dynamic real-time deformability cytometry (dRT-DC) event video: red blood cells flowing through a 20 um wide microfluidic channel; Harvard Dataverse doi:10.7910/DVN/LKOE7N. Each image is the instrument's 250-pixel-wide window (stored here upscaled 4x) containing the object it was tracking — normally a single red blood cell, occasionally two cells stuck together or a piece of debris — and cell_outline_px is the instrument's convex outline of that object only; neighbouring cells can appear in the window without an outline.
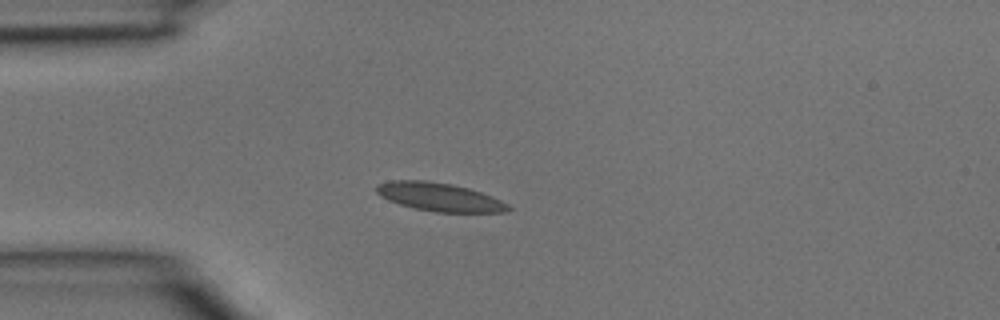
{"species": "common noctule bat (a hibernating species)", "species_latin": "Nyctalus noctula", "temperature_condition": "room temperature", "stored_images_in_passage": 1, "camera_frame_rate_fps": 3000, "um_per_image_px": 0.085, "animal": {"sex": "male", "body_mass_g": 15.6}, "frame": {"image": 1, "passage_image": 1, "time_ms": 0.0, "image_size_px": [1000, 320], "cell_outline_px": [[512, 208], [504, 212], [436, 212], [416, 208], [400, 204], [388, 200], [380, 196], [376, 192], [376, 184], [388, 180], [424, 180], [452, 184], [468, 188], [492, 196], [508, 204]], "centroid_in_image_um": [37.32, 16.73], "position_along_channel_um": 47.7, "area_um2": 21.73}}